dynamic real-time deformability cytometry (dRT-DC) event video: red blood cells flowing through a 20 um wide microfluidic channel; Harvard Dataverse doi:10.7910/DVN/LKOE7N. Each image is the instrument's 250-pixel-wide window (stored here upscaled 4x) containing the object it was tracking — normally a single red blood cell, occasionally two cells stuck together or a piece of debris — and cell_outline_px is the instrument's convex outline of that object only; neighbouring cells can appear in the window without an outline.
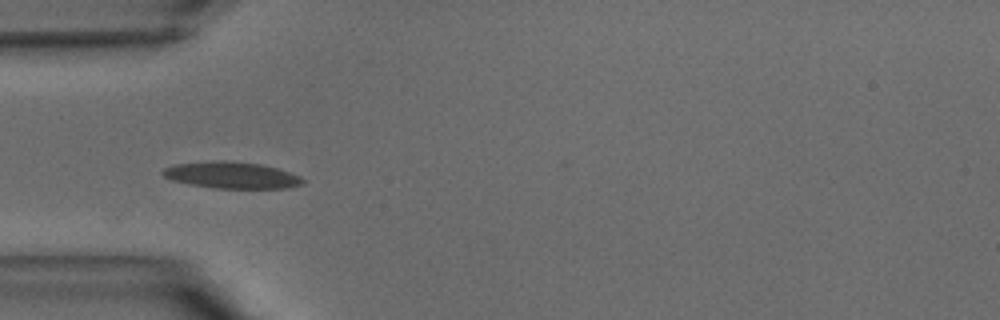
{"species": "common noctule bat (a hibernating species)", "species_latin": "Nyctalus noctula", "temperature_condition": "warm", "stored_images_in_passage": 24, "camera_frame_rate_fps": 3000, "um_per_image_px": 0.085, "animal": {"sex": "male", "body_mass_g": 15.6}, "frame": {"image": 1, "passage_image": 1, "time_ms": 0.0, "image_size_px": [1000, 320], "cell_outline_px": [[304, 180], [300, 184], [288, 188], [216, 188], [192, 184], [172, 180], [164, 176], [160, 172], [164, 168], [172, 164], [212, 160], [224, 160], [260, 164], [276, 168], [300, 176]], "centroid_in_image_um": [19.63, 14.87], "position_along_channel_um": 65.4, "area_um2": 21.56}}
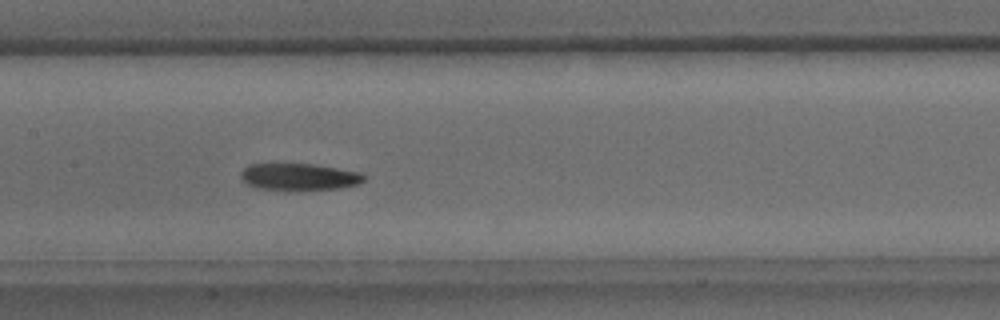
{"frame": {"image": 2, "passage_image": 8, "time_ms": 2.333, "image_size_px": [1000, 320], "cell_outline_px": [[368, 176], [364, 180], [356, 184], [340, 188], [260, 188], [248, 184], [240, 176], [240, 172], [248, 164], [312, 164], [360, 172]], "centroid_in_image_um": [25.44, 14.99], "position_along_channel_um": 182.0, "area_um2": 18.5}}
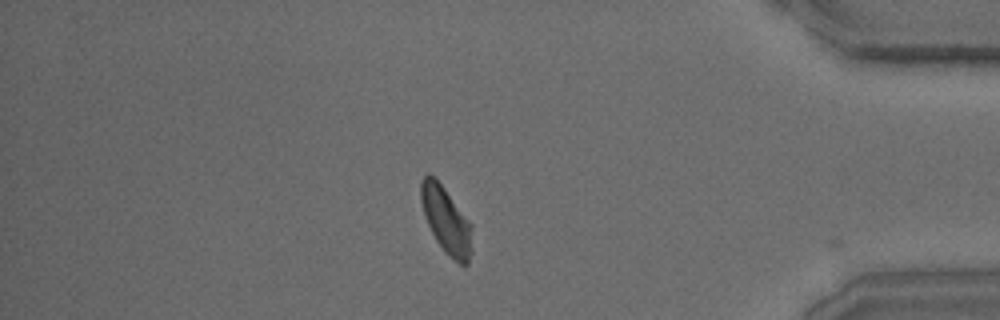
{"frame": {"image": 3, "passage_image": 23, "time_ms": 7.333, "image_size_px": [1000, 320], "cell_outline_px": [[472, 252], [468, 264], [460, 264], [436, 240], [428, 224], [420, 200], [420, 180], [428, 172], [444, 188], [472, 224]], "centroid_in_image_um": [37.94, 18.69], "position_along_channel_um": 397.3, "area_um2": 19.42}}